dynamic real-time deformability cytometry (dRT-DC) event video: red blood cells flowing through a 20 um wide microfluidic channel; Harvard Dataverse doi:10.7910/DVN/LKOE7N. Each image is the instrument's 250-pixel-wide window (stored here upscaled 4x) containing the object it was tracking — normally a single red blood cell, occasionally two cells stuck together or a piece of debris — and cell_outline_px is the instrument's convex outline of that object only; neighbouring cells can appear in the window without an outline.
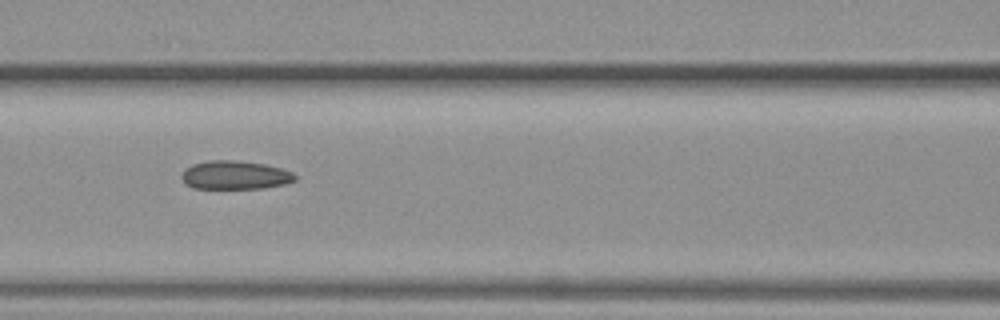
{"species": "common noctule bat (a hibernating species)", "species_latin": "Nyctalus noctula", "temperature_condition": "warm", "stored_images_in_passage": 5, "camera_frame_rate_fps": 3000, "um_per_image_px": 0.085, "animal": {"sex": "female", "body_mass_g": 19.3, "forearm_length_mm": 54.1}, "frame": {"image": 1, "passage_image": 5, "time_ms": 5.0, "image_size_px": [1000, 320], "cell_outline_px": [[296, 180], [284, 184], [264, 188], [192, 188], [184, 184], [180, 176], [184, 168], [192, 164], [208, 160], [236, 160], [264, 164], [280, 168], [292, 172], [296, 176]], "centroid_in_image_um": [19.92, 14.88], "position_along_channel_um": 146.7, "area_um2": 19.02}}